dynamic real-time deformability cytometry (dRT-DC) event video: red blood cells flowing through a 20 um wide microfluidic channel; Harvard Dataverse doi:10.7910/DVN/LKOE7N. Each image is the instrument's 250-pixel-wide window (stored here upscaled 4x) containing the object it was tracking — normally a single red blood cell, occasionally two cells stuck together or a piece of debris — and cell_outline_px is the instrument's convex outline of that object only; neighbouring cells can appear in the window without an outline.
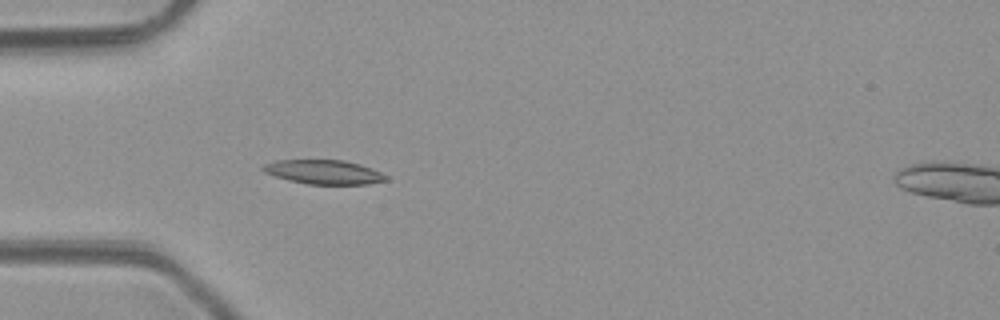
{"species": "common noctule bat (a hibernating species)", "species_latin": "Nyctalus noctula", "temperature_condition": "room temperature", "stored_images_in_passage": 4, "camera_frame_rate_fps": 3000, "um_per_image_px": 0.085, "animal": {"sex": "male", "body_mass_g": 23.1, "forearm_length_mm": 52.7}, "frame": {"image": 1, "passage_image": 4, "time_ms": 3.667, "image_size_px": [1000, 320], "cell_outline_px": [[388, 180], [368, 184], [308, 184], [288, 180], [264, 172], [260, 168], [264, 164], [276, 160], [344, 160], [360, 164], [372, 168], [388, 176]], "centroid_in_image_um": [27.53, 14.62], "position_along_channel_um": 57.5, "area_um2": 17.34}}